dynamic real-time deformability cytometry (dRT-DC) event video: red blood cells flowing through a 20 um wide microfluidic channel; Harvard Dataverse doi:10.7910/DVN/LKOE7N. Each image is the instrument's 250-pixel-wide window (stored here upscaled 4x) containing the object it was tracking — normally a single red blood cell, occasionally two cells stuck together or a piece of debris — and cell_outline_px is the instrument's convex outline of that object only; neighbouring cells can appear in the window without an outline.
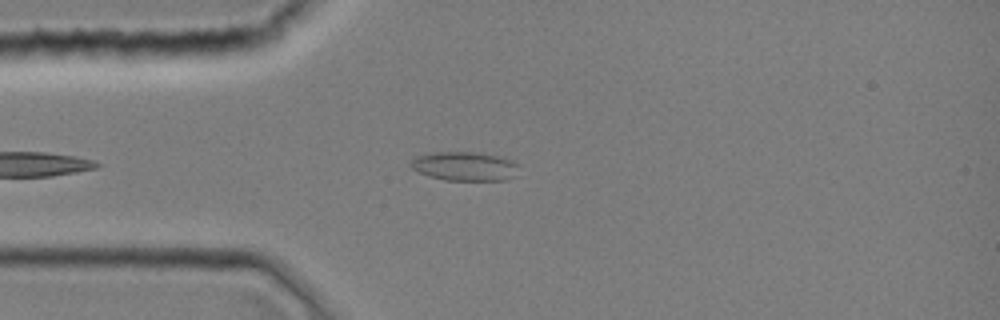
{"species": "common noctule bat (a hibernating species)", "species_latin": "Nyctalus noctula", "temperature_condition": "room temperature", "stored_images_in_passage": 33, "camera_frame_rate_fps": 3000, "um_per_image_px": 0.085, "animal": {"sex": "female", "body_mass_g": 19.0, "forearm_length_mm": 51.5}, "frame": {"image": 1, "passage_image": 3, "time_ms": 0.667, "image_size_px": [1000, 320], "cell_outline_px": [[516, 176], [504, 180], [444, 180], [428, 176], [412, 168], [408, 164], [416, 156], [432, 152], [476, 152], [496, 156], [512, 160], [516, 164]], "centroid_in_image_um": [39.45, 14.13], "position_along_channel_um": 45.5, "area_um2": 18.15}}
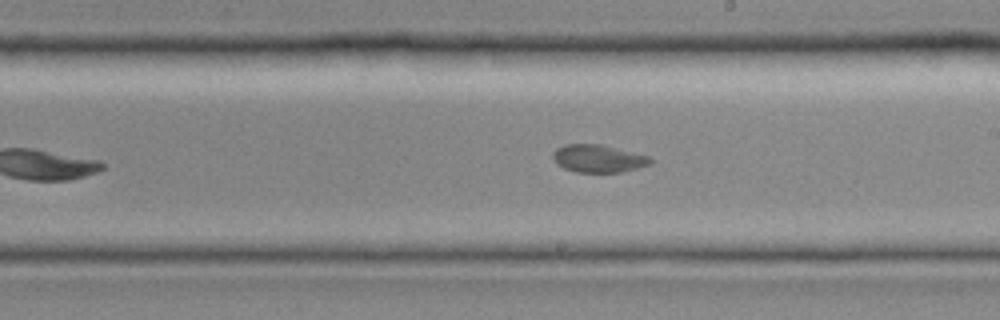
{"frame": {"image": 2, "passage_image": 17, "time_ms": 5.333, "image_size_px": [1000, 320], "cell_outline_px": [[652, 164], [620, 172], [576, 172], [564, 168], [556, 164], [552, 160], [552, 152], [556, 148], [564, 144], [600, 144], [648, 156], [652, 160]], "centroid_in_image_um": [50.79, 13.47], "position_along_channel_um": 238.2, "area_um2": 15.72}}
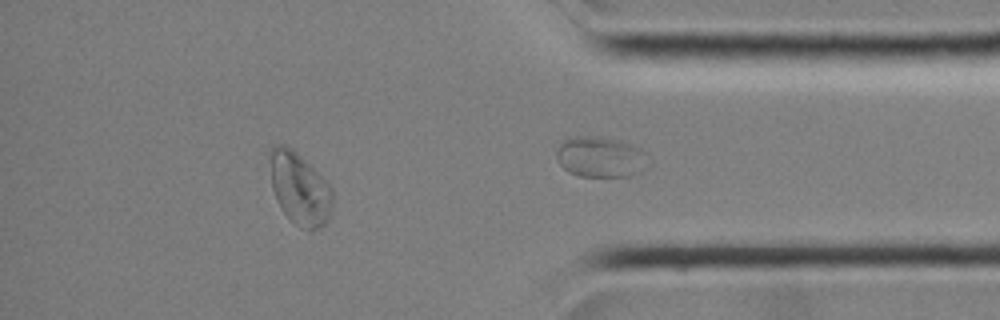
{"frame": {"image": 3, "passage_image": 27, "time_ms": 8.667, "image_size_px": [1000, 320], "cell_outline_px": [[332, 204], [328, 220], [324, 224], [308, 232], [300, 228], [280, 208], [276, 200], [272, 188], [268, 152], [268, 148], [276, 144], [284, 144], [292, 148], [332, 188]], "centroid_in_image_um": [25.42, 16.02], "position_along_channel_um": 409.8, "area_um2": 26.36}}